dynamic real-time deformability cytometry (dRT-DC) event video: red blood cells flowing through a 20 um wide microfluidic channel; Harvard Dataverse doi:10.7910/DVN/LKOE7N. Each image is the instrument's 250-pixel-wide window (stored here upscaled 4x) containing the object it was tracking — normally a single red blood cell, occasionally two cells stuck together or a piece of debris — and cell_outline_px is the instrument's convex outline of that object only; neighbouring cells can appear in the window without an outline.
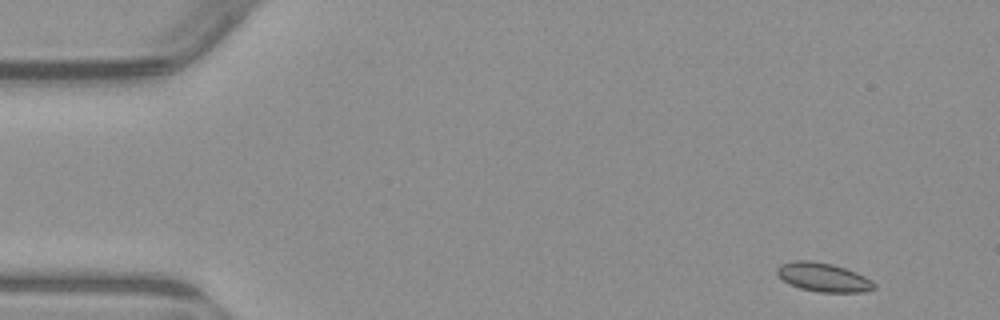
{"species": "common noctule bat (a hibernating species)", "species_latin": "Nyctalus noctula", "temperature_condition": "warm", "stored_images_in_passage": 4, "camera_frame_rate_fps": 3000, "um_per_image_px": 0.085, "animal": {"sex": "male", "body_mass_g": 23.1, "forearm_length_mm": 52.7}, "frame": {"image": 1, "passage_image": 1, "time_ms": 0.0, "image_size_px": [1000, 320], "cell_outline_px": [[876, 288], [864, 292], [820, 292], [800, 288], [788, 284], [776, 272], [776, 268], [780, 264], [796, 260], [808, 260], [832, 264], [856, 272], [872, 280], [876, 284]], "centroid_in_image_um": [69.99, 23.57], "position_along_channel_um": 15.0, "area_um2": 16.3}}
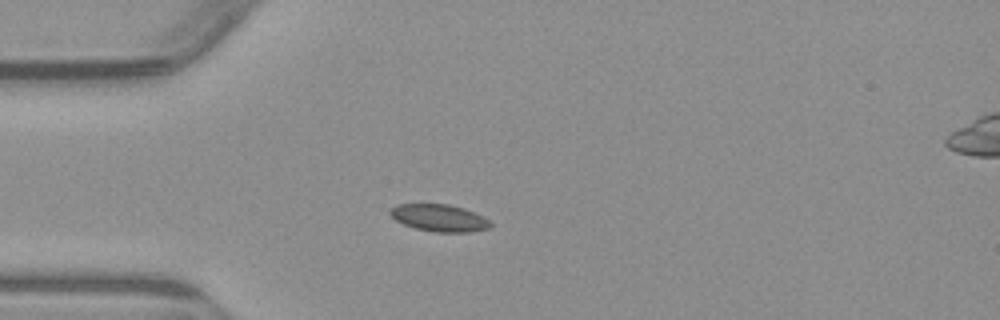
{"frame": {"image": 2, "passage_image": 4, "time_ms": 3.333, "image_size_px": [1000, 320], "cell_outline_px": [[492, 224], [488, 228], [472, 232], [436, 232], [416, 228], [404, 224], [396, 220], [388, 212], [396, 204], [448, 204], [464, 208], [484, 216]], "centroid_in_image_um": [37.35, 18.52], "position_along_channel_um": 47.6, "area_um2": 15.78}}